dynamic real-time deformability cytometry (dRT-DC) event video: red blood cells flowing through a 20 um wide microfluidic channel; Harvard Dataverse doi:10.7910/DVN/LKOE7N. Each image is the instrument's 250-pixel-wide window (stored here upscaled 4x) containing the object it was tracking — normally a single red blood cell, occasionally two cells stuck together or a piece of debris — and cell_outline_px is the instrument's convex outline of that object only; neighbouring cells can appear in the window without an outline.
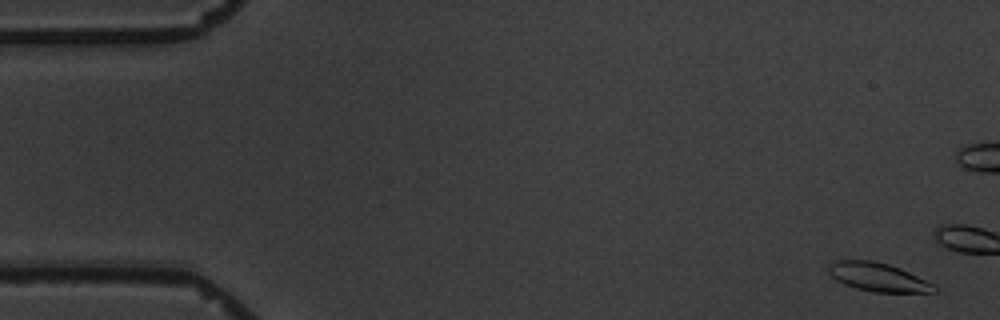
{"species": "common noctule bat (a hibernating species)", "species_latin": "Nyctalus noctula", "temperature_condition": "warm", "stored_images_in_passage": 5, "camera_frame_rate_fps": 3000, "um_per_image_px": 0.085, "animal": {"sex": "male", "body_mass_g": 19.5, "forearm_length_mm": 54.6}, "frame": {"image": 1, "passage_image": 1, "time_ms": 0.0, "image_size_px": [1000, 320], "cell_outline_px": [[936, 292], [872, 292], [856, 288], [844, 284], [836, 280], [828, 272], [828, 268], [832, 260], [872, 260], [888, 264], [900, 268], [936, 284]], "centroid_in_image_um": [74.63, 23.55], "position_along_channel_um": 10.4, "area_um2": 17.69}}